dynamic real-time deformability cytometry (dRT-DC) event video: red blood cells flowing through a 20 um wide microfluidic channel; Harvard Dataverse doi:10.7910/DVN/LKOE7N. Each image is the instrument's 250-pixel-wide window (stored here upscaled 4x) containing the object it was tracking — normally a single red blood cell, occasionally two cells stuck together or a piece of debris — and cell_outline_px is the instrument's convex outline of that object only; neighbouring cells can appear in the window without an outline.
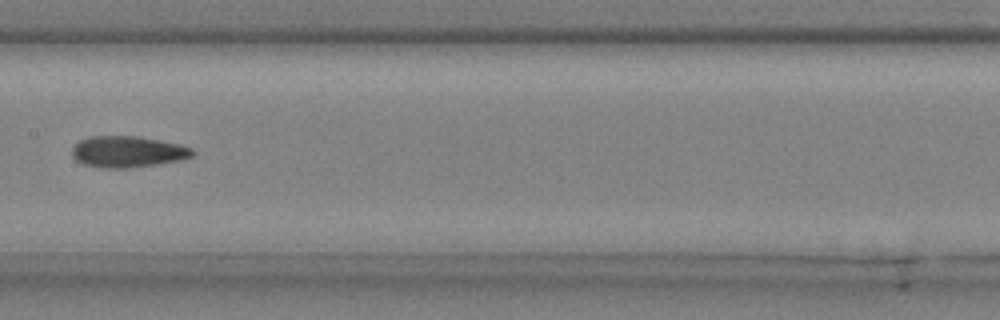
{"species": "common noctule bat (a hibernating species)", "species_latin": "Nyctalus noctula", "temperature_condition": "cold", "stored_images_in_passage": 9, "camera_frame_rate_fps": 3000, "um_per_image_px": 0.085, "animal": {"sex": "male", "body_mass_g": 20.4}, "frame": {"image": 1, "passage_image": 9, "time_ms": 2.667, "image_size_px": [1000, 320], "cell_outline_px": [[196, 152], [192, 156], [180, 160], [156, 164], [128, 168], [100, 168], [84, 164], [76, 160], [72, 156], [72, 148], [80, 140], [88, 136], [136, 136], [160, 140], [180, 144], [192, 148]], "centroid_in_image_um": [10.85, 12.89], "position_along_channel_um": 196.6, "area_um2": 22.02}}